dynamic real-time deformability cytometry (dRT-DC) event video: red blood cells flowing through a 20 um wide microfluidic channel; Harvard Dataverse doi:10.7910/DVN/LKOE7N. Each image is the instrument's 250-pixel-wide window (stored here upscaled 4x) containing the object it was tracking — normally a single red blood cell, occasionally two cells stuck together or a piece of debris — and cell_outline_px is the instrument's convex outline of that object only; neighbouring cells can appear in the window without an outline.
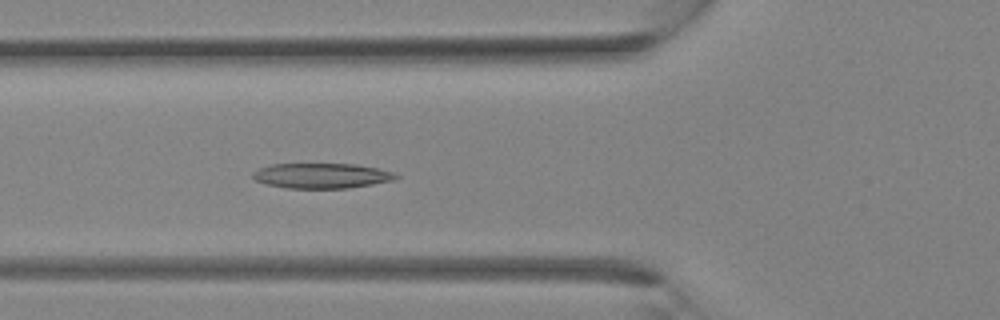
{"species": "Egyptian fruit bat (a non-hibernating species)", "species_latin": "Rousettus aegyptiacus", "temperature_condition": "room temperature", "stored_images_in_passage": 29, "camera_frame_rate_fps": 3000, "um_per_image_px": 0.085, "animal": {"sex": "female"}, "frame": {"image": 1, "passage_image": 8, "time_ms": 2.333, "image_size_px": [1000, 320], "cell_outline_px": [[400, 176], [392, 180], [372, 184], [348, 188], [288, 188], [268, 184], [256, 180], [252, 176], [252, 172], [260, 168], [272, 164], [356, 164], [380, 168], [396, 172]], "centroid_in_image_um": [27.39, 14.93], "position_along_channel_um": 98.4, "area_um2": 20.92}}
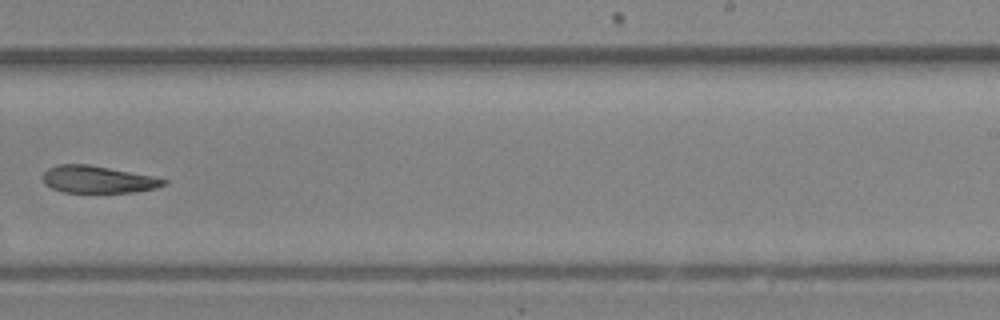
{"frame": {"image": 2, "passage_image": 17, "time_ms": 5.333, "image_size_px": [1000, 320], "cell_outline_px": [[168, 184], [156, 188], [132, 192], [64, 192], [52, 188], [44, 184], [44, 172], [48, 168], [56, 164], [88, 164], [152, 176], [168, 180]], "centroid_in_image_um": [8.32, 15.25], "position_along_channel_um": 280.7, "area_um2": 19.02}}
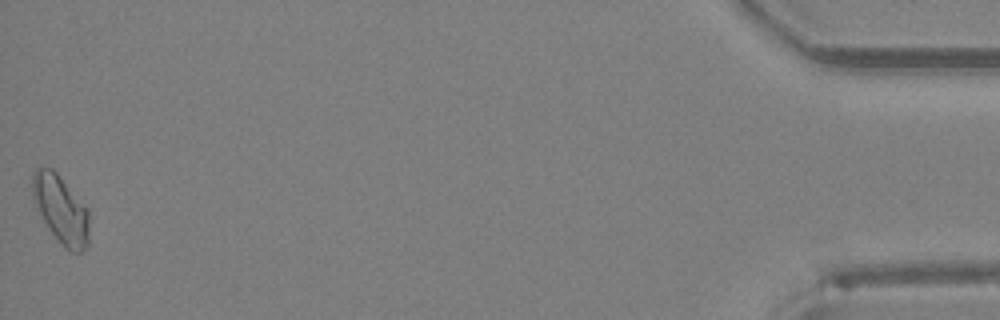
{"frame": {"image": 3, "passage_image": 29, "time_ms": 9.333, "image_size_px": [1000, 320], "cell_outline_px": [[88, 248], [80, 252], [72, 252], [64, 248], [48, 228], [32, 196], [32, 176], [36, 168], [52, 168], [60, 176], [88, 208]], "centroid_in_image_um": [5.19, 17.81], "position_along_channel_um": 430.0, "area_um2": 22.31}}